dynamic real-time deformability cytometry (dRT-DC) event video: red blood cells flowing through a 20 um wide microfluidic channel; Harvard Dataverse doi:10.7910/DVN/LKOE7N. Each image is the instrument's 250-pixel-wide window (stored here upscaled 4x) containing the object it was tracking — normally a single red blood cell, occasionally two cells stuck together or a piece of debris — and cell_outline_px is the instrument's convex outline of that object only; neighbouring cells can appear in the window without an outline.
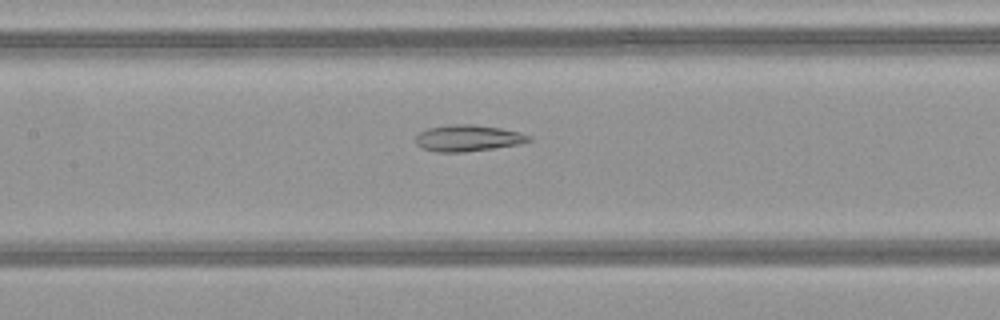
{"species": "common noctule bat (a hibernating species)", "species_latin": "Nyctalus noctula", "temperature_condition": "warm", "stored_images_in_passage": 46, "camera_frame_rate_fps": 3000, "um_per_image_px": 0.085, "animal": {"sex": "female", "body_mass_g": 21.9}, "frame": {"image": 1, "passage_image": 20, "time_ms": 6.333, "image_size_px": [1000, 320], "cell_outline_px": [[532, 140], [516, 144], [492, 148], [464, 152], [436, 152], [420, 148], [416, 144], [416, 136], [420, 132], [428, 128], [456, 124], [472, 124], [500, 128], [520, 132], [532, 136]], "centroid_in_image_um": [39.75, 11.74], "position_along_channel_um": 167.6, "area_um2": 17.28}}
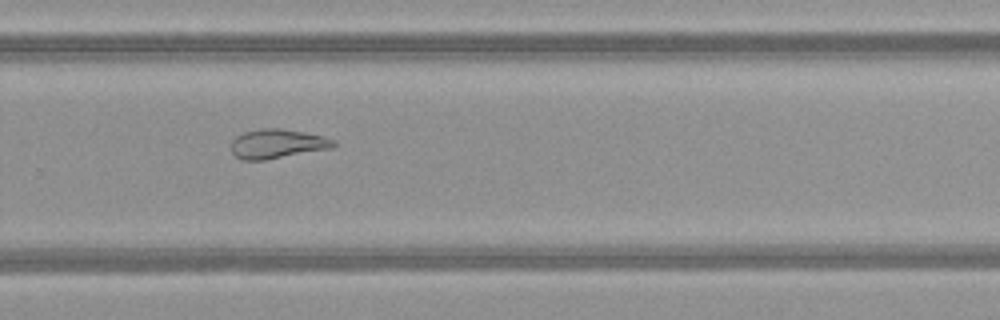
{"frame": {"image": 2, "passage_image": 30, "time_ms": 9.667, "image_size_px": [1000, 320], "cell_outline_px": [[336, 144], [332, 148], [264, 160], [240, 160], [232, 152], [232, 140], [236, 136], [244, 132], [260, 128], [280, 128], [304, 132], [324, 136], [336, 140]], "centroid_in_image_um": [23.57, 12.21], "position_along_channel_um": 306.2, "area_um2": 17.51}}
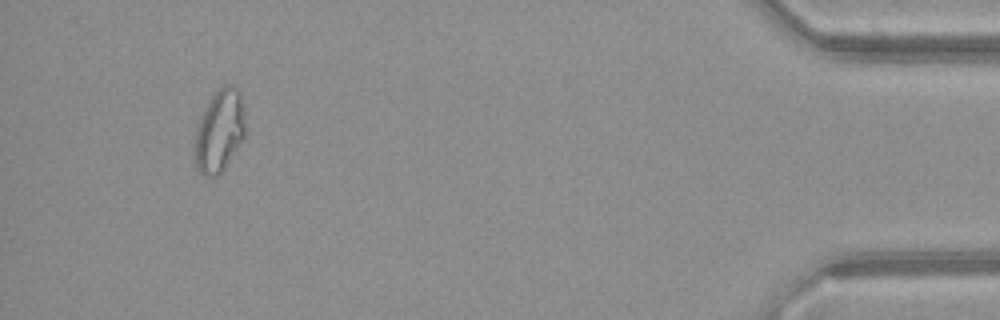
{"frame": {"image": 3, "passage_image": 43, "time_ms": 14.0, "image_size_px": [1000, 320], "cell_outline_px": [[244, 136], [224, 168], [216, 176], [200, 176], [196, 168], [196, 128], [200, 116], [212, 92], [224, 84], [232, 84], [240, 88], [244, 104]], "centroid_in_image_um": [18.66, 11.04], "position_along_channel_um": 416.5, "area_um2": 24.45}, "authors_computed_cell_mechanics": {"area_um2": 21.7617, "velocity_mm_per_s": 4.1682, "shape_relaxation_time_tau1_ms": null, "shape_relaxation_time_tau2_ms": 2.9984, "deformation_change_tau1": null, "deformation_change_tau2": 0.1014}}